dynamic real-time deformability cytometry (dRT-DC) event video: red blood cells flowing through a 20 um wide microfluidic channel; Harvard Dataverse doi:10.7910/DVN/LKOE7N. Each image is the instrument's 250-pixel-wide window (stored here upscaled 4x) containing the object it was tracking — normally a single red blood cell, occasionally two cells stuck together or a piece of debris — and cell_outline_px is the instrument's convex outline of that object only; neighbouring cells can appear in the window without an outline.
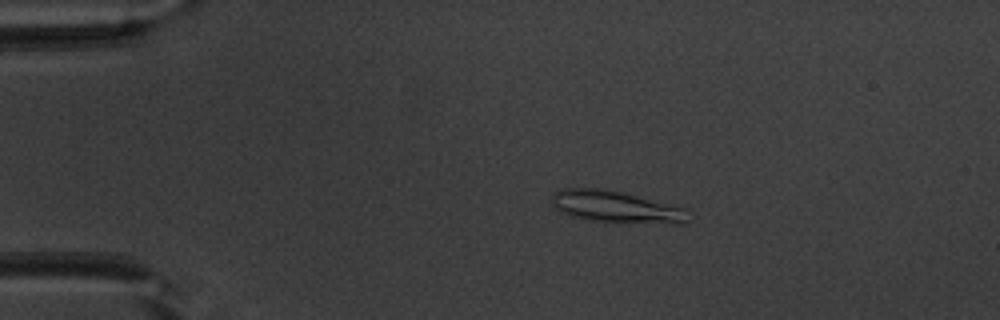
{"species": "common noctule bat (a hibernating species)", "species_latin": "Nyctalus noctula", "temperature_condition": "warm", "stored_images_in_passage": 51, "camera_frame_rate_fps": 3000, "um_per_image_px": 0.085, "animal": {"sex": "male", "body_mass_g": 20.1, "forearm_length_mm": 53.5}, "frame": {"image": 1, "passage_image": 10, "time_ms": 3.0, "image_size_px": [1000, 320], "cell_outline_px": [[688, 224], [672, 224], [588, 220], [568, 216], [560, 212], [552, 204], [552, 192], [564, 188], [604, 188], [688, 208]], "centroid_in_image_um": [52.38, 17.58], "position_along_channel_um": 32.6, "area_um2": 25.55}}
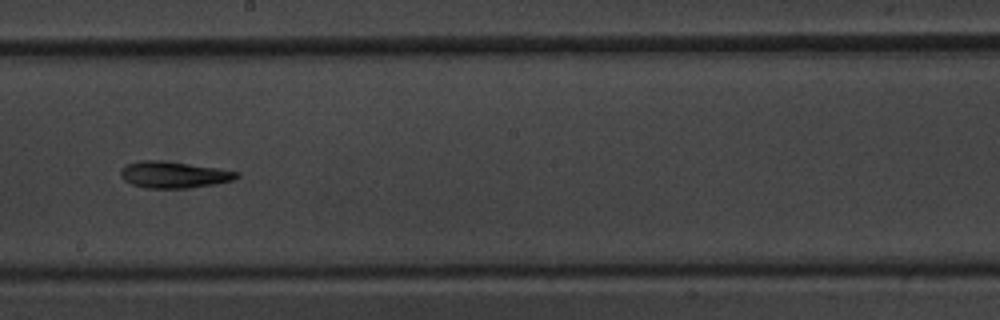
{"frame": {"image": 2, "passage_image": 29, "time_ms": 9.333, "image_size_px": [1000, 320], "cell_outline_px": [[240, 176], [232, 180], [216, 184], [188, 188], [148, 188], [132, 184], [124, 180], [120, 176], [120, 168], [124, 164], [140, 160], [160, 160], [216, 168], [240, 172]], "centroid_in_image_um": [14.73, 14.84], "position_along_channel_um": 233.5, "area_um2": 17.98}}
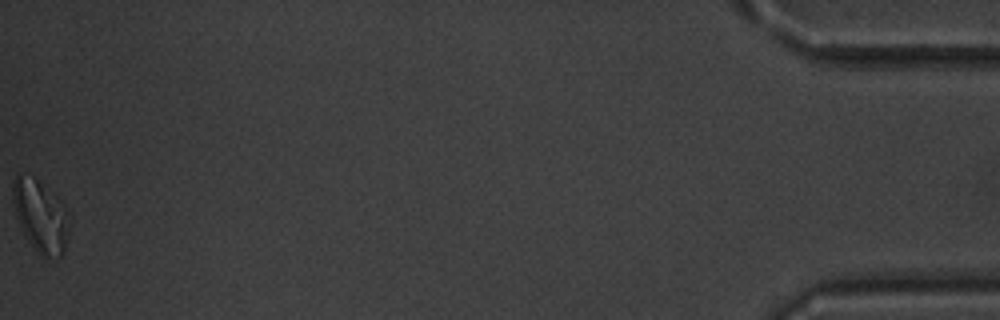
{"frame": {"image": 3, "passage_image": 51, "time_ms": 16.667, "image_size_px": [1000, 320], "cell_outline_px": [[72, 224], [64, 252], [60, 256], [48, 260], [44, 260], [28, 240], [16, 216], [12, 204], [12, 184], [16, 172], [20, 172], [32, 176], [60, 200], [72, 216]], "centroid_in_image_um": [3.48, 18.38], "position_along_channel_um": 431.7, "area_um2": 24.45}}